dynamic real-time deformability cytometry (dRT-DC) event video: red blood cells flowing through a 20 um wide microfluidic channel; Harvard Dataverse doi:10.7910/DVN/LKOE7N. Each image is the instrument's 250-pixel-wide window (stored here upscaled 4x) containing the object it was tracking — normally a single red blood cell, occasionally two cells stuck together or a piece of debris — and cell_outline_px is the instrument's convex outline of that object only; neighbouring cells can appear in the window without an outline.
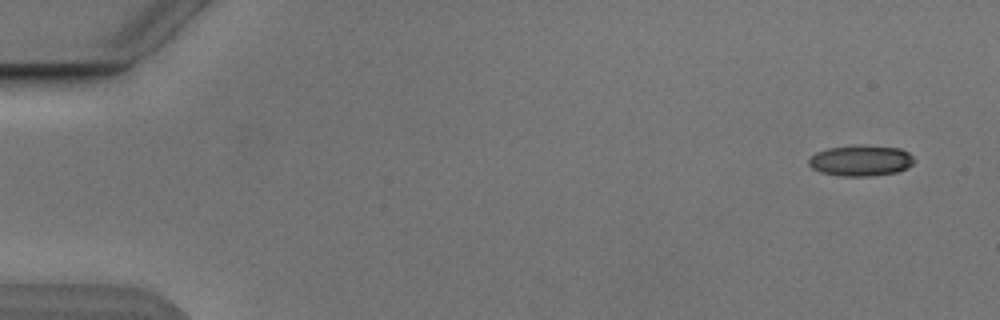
{"species": "Egyptian fruit bat (a non-hibernating species)", "species_latin": "Rousettus aegyptiacus", "temperature_condition": "cold", "stored_images_in_passage": 2, "camera_frame_rate_fps": 3000, "um_per_image_px": 0.085, "animal": {"sex": "male"}, "frame": {"image": 1, "passage_image": 1, "time_ms": 0.0, "image_size_px": [1000, 320], "cell_outline_px": [[916, 160], [908, 168], [896, 172], [868, 176], [840, 176], [820, 172], [812, 168], [808, 164], [808, 160], [816, 152], [828, 148], [852, 144], [864, 144], [900, 148], [908, 152]], "centroid_in_image_um": [73.17, 13.63], "position_along_channel_um": 11.8, "area_um2": 19.31}}